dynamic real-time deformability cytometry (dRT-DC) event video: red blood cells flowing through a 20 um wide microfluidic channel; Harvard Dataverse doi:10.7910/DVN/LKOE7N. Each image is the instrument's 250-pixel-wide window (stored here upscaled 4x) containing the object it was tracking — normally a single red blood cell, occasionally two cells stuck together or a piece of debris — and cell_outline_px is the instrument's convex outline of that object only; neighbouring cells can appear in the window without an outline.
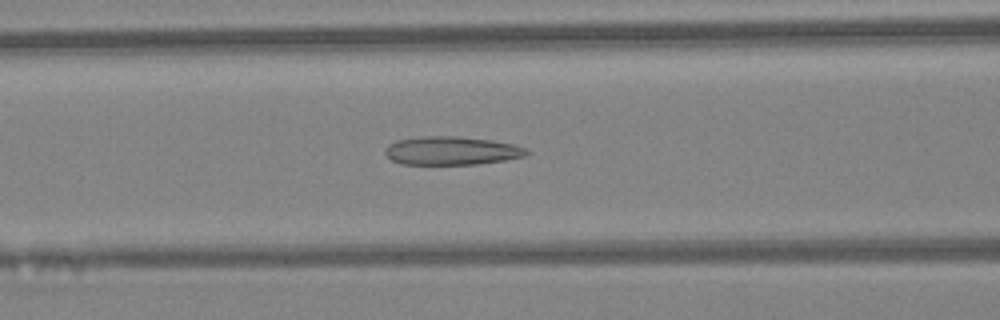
{"species": "Egyptian fruit bat (a non-hibernating species)", "species_latin": "Rousettus aegyptiacus", "temperature_condition": "warm", "stored_images_in_passage": 45, "camera_frame_rate_fps": 3000, "um_per_image_px": 0.085, "animal": {"sex": "female"}, "frame": {"image": 1, "passage_image": 19, "time_ms": 6.0, "image_size_px": [1000, 320], "cell_outline_px": [[528, 156], [504, 160], [476, 164], [400, 164], [392, 160], [384, 152], [388, 144], [396, 140], [420, 136], [456, 136], [492, 140], [512, 144], [524, 148], [528, 152]], "centroid_in_image_um": [38.35, 12.8], "position_along_channel_um": 128.2, "area_um2": 23.41}}
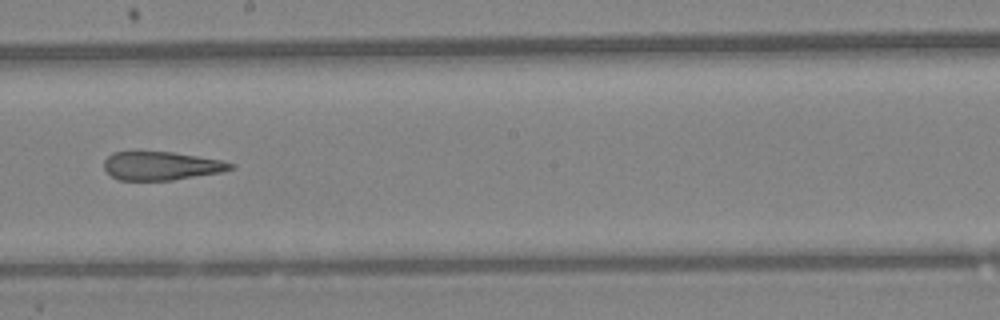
{"frame": {"image": 2, "passage_image": 26, "time_ms": 8.333, "image_size_px": [1000, 320], "cell_outline_px": [[236, 168], [224, 172], [172, 180], [116, 180], [104, 168], [104, 160], [112, 152], [172, 152], [224, 160], [236, 164]], "centroid_in_image_um": [13.78, 14.1], "position_along_channel_um": 234.4, "area_um2": 21.21}}
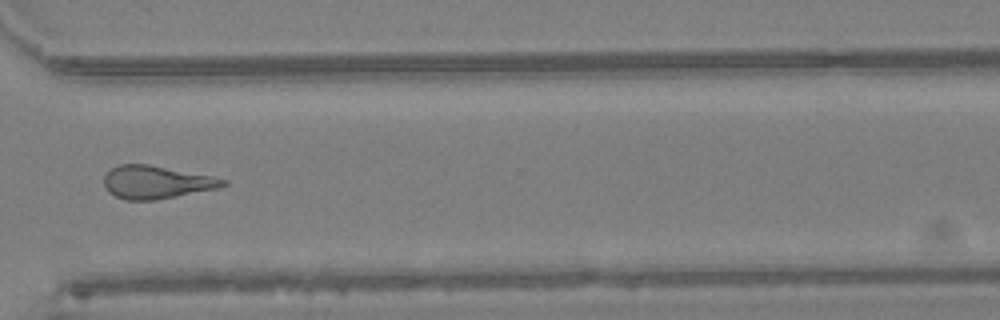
{"frame": {"image": 3, "passage_image": 34, "time_ms": 11.0, "image_size_px": [1000, 320], "cell_outline_px": [[228, 184], [216, 188], [176, 196], [152, 200], [128, 200], [116, 196], [108, 192], [104, 184], [104, 176], [112, 168], [120, 164], [148, 164], [212, 176], [228, 180]], "centroid_in_image_um": [13.27, 15.48], "position_along_channel_um": 357.3, "area_um2": 22.54}, "authors_computed_cell_mechanics": {"area_um2": 23.6402, "velocity_mm_per_s": 4.587, "shape_relaxation_time_tau1_ms": null, "shape_relaxation_time_tau2_ms": 2.6407, "deformation_change_tau1": null, "deformation_change_tau2": 0.1401}}